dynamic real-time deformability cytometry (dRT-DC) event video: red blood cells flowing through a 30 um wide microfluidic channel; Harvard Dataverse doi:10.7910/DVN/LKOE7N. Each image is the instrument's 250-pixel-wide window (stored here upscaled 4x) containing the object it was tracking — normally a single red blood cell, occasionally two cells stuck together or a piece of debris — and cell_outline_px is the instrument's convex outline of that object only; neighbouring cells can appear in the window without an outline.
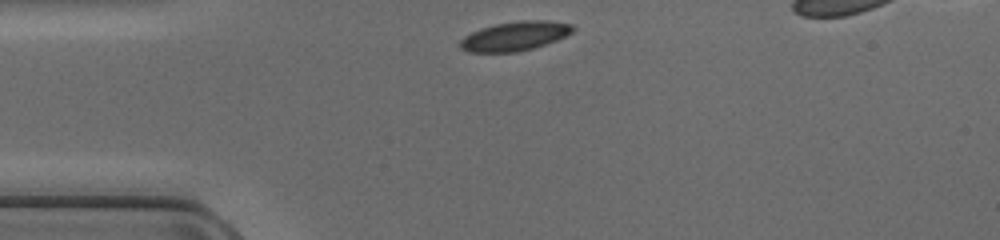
{"species": "common noctule bat (a hibernating species)", "species_latin": "Nyctalus noctula", "temperature_condition": "cold", "stored_images_in_passage": 31, "camera_frame_rate_fps": 3000, "um_per_image_px": 0.085, "animal": {"sex": "female", "body_mass_g": 17.0, "forearm_length_mm": 48.0}, "frame": {"image": 1, "passage_image": 1, "time_ms": 0.0, "image_size_px": [1000, 240], "cell_outline_px": [[576, 28], [572, 32], [556, 40], [532, 48], [516, 52], [468, 52], [460, 48], [460, 40], [464, 36], [480, 28], [496, 24], [520, 20], [548, 20], [572, 24]], "centroid_in_image_um": [43.76, 3.06], "position_along_channel_um": 41.2, "area_um2": 19.13}}
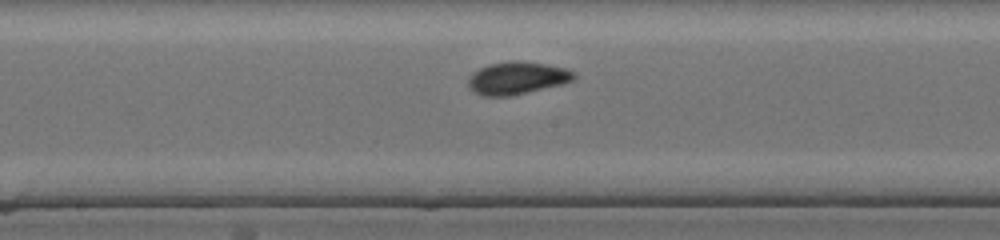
{"frame": {"image": 2, "passage_image": 14, "time_ms": 4.333, "image_size_px": [1000, 240], "cell_outline_px": [[576, 76], [572, 80], [560, 84], [508, 96], [480, 96], [468, 88], [468, 80], [472, 72], [488, 64], [512, 60], [516, 60], [544, 64], [564, 68], [576, 72]], "centroid_in_image_um": [43.89, 6.63], "position_along_channel_um": 204.3, "area_um2": 19.88}}
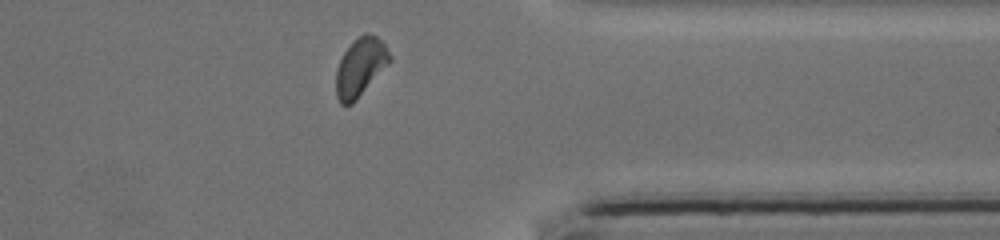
{"frame": {"image": 3, "passage_image": 27, "time_ms": 8.667, "image_size_px": [1000, 240], "cell_outline_px": [[392, 60], [356, 100], [352, 104], [340, 104], [336, 96], [336, 68], [344, 52], [364, 32], [368, 32], [376, 36], [384, 44], [392, 56]], "centroid_in_image_um": [30.63, 5.71], "position_along_channel_um": 380.8, "area_um2": 18.03}}